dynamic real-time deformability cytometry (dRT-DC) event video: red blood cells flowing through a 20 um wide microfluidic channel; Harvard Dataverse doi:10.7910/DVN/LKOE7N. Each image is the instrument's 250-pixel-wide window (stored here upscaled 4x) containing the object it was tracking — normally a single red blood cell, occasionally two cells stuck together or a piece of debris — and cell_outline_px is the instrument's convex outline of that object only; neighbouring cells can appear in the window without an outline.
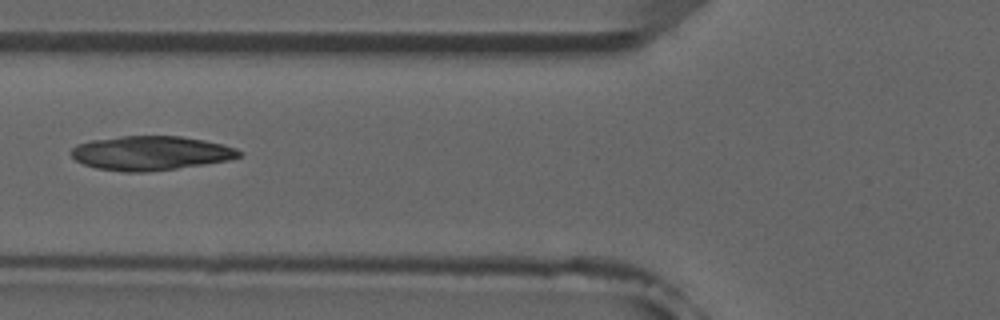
{"species": "common noctule bat (a hibernating species)", "species_latin": "Nyctalus noctula", "temperature_condition": "room temperature", "stored_images_in_passage": 3, "camera_frame_rate_fps": 3000, "um_per_image_px": 0.085, "animal": {"sex": "male", "forearm_length_mm": 52.5}, "frame": {"image": 1, "passage_image": 2, "time_ms": 1.333, "image_size_px": [1000, 320], "cell_outline_px": [[244, 152], [240, 156], [228, 160], [204, 164], [176, 168], [144, 172], [124, 172], [96, 168], [84, 164], [76, 160], [72, 156], [72, 148], [76, 144], [92, 140], [120, 136], [180, 136], [204, 140], [224, 144], [236, 148]], "centroid_in_image_um": [12.82, 13.01], "position_along_channel_um": 113.0, "area_um2": 33.41}}
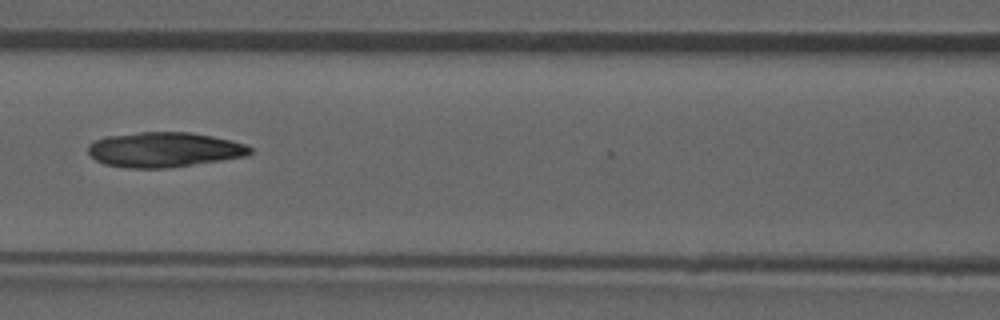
{"frame": {"image": 2, "passage_image": 3, "time_ms": 2.333, "image_size_px": [1000, 320], "cell_outline_px": [[252, 152], [248, 156], [164, 168], [128, 168], [104, 164], [96, 160], [88, 152], [88, 144], [104, 136], [140, 132], [188, 132], [212, 136], [232, 140], [244, 144], [252, 148]], "centroid_in_image_um": [13.94, 12.71], "position_along_channel_um": 152.7, "area_um2": 32.89}}